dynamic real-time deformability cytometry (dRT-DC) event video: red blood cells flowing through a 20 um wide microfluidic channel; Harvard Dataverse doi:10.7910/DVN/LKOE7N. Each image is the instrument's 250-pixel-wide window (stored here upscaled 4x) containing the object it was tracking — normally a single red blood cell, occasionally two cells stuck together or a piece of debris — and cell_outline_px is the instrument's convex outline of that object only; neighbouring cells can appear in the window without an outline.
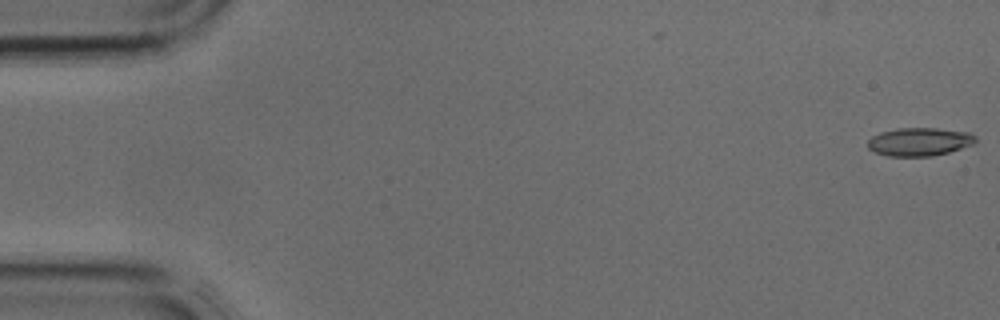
{"species": "common noctule bat (a hibernating species)", "species_latin": "Nyctalus noctula", "temperature_condition": "cold", "stored_images_in_passage": 4, "camera_frame_rate_fps": 3000, "um_per_image_px": 0.085, "animal": {"sex": "male", "body_mass_g": 17.9, "forearm_length_mm": 54.2}, "frame": {"image": 1, "passage_image": 1, "time_ms": 0.0, "image_size_px": [1000, 320], "cell_outline_px": [[976, 140], [972, 144], [948, 152], [932, 156], [888, 156], [876, 152], [868, 148], [868, 140], [872, 136], [880, 132], [900, 128], [936, 128], [968, 132], [976, 136]], "centroid_in_image_um": [78.13, 12.04], "position_along_channel_um": 6.9, "area_um2": 17.57}}
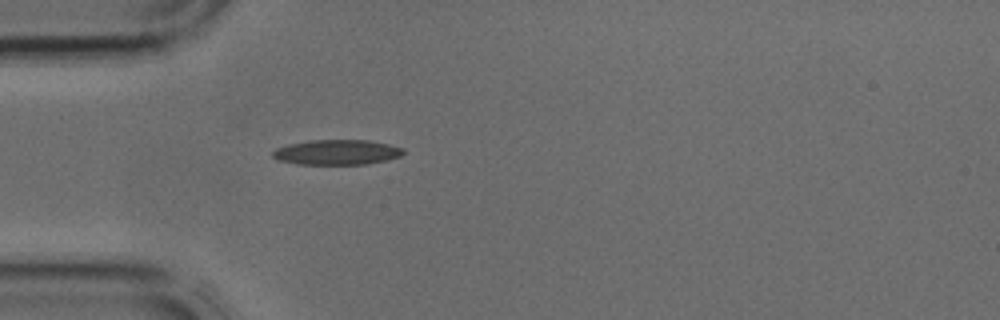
{"frame": {"image": 2, "passage_image": 4, "time_ms": 1.0, "image_size_px": [1000, 320], "cell_outline_px": [[404, 152], [400, 156], [388, 160], [364, 164], [296, 164], [276, 160], [272, 156], [272, 152], [276, 148], [288, 144], [308, 140], [368, 140], [388, 144], [404, 148]], "centroid_in_image_um": [28.6, 12.94], "position_along_channel_um": 56.4, "area_um2": 19.19}}